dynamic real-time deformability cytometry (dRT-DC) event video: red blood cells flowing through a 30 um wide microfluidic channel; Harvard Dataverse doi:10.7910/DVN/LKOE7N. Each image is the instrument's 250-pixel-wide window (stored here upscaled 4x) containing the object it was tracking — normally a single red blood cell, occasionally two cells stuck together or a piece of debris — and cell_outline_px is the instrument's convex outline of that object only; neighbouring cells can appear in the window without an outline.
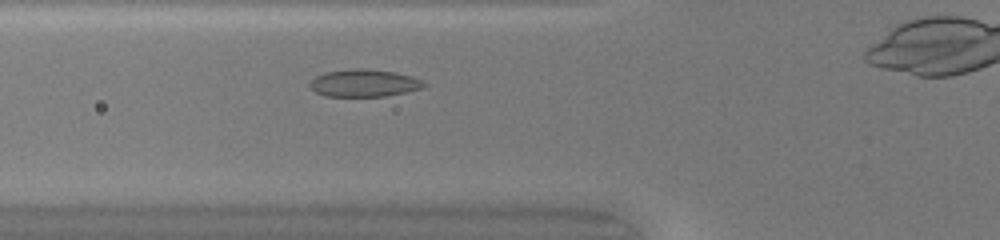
{"species": "common noctule bat (a hibernating species)", "species_latin": "Nyctalus noctula", "temperature_condition": "warm", "stored_images_in_passage": 34, "camera_frame_rate_fps": 3000, "um_per_image_px": 0.085, "animal": {"sex": "female", "body_mass_g": 20.0, "forearm_length_mm": 54.0}, "frame": {"image": 1, "passage_image": 9, "time_ms": 2.667, "image_size_px": [1000, 240], "cell_outline_px": [[428, 84], [424, 88], [384, 96], [324, 96], [316, 92], [308, 84], [316, 76], [324, 72], [352, 68], [368, 68], [396, 72], [412, 76], [424, 80]], "centroid_in_image_um": [30.98, 7.04], "position_along_channel_um": 94.8, "area_um2": 18.44}}
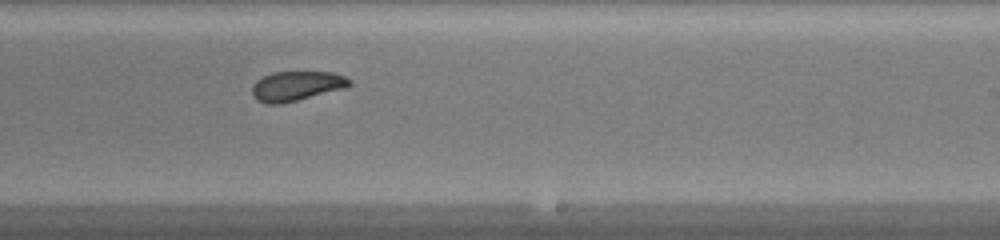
{"frame": {"image": 2, "passage_image": 21, "time_ms": 6.667, "image_size_px": [1000, 240], "cell_outline_px": [[352, 84], [348, 88], [280, 104], [264, 104], [256, 100], [252, 96], [252, 84], [256, 80], [272, 72], [332, 72], [344, 76], [352, 80]], "centroid_in_image_um": [25.21, 7.32], "position_along_channel_um": 263.8, "area_um2": 17.11}}
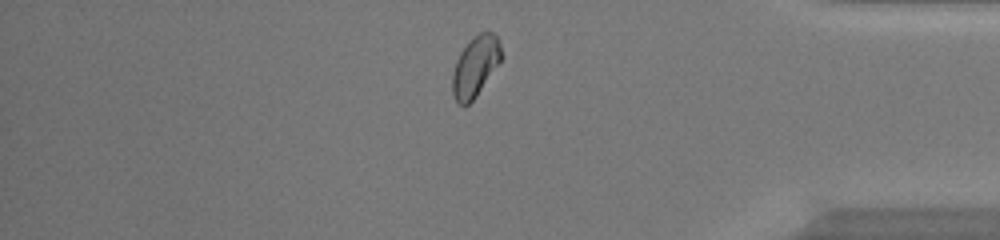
{"frame": {"image": 3, "passage_image": 32, "time_ms": 10.333, "image_size_px": [1000, 240], "cell_outline_px": [[504, 56], [476, 96], [464, 108], [456, 104], [452, 92], [452, 72], [456, 60], [460, 52], [480, 32], [492, 32], [496, 36], [500, 44]], "centroid_in_image_um": [40.39, 5.69], "position_along_channel_um": 394.8, "area_um2": 17.22}, "authors_computed_cell_mechanics": {"area_um2": 17.6001, "velocity_mm_per_s": 4.2276, "shape_relaxation_time_tau1_ms": 7.0467, "shape_relaxation_time_tau2_ms": 2.6885, "deformation_change_tau1": 0.1267, "deformation_change_tau2": 0.0585}}